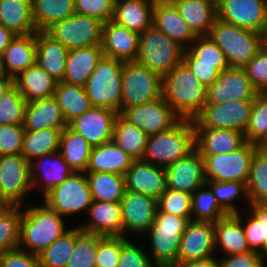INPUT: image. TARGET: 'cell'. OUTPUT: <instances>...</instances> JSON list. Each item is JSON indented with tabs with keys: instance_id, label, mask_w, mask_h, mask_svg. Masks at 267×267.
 I'll use <instances>...</instances> for the list:
<instances>
[{
	"instance_id": "6da1fadb",
	"label": "cell",
	"mask_w": 267,
	"mask_h": 267,
	"mask_svg": "<svg viewBox=\"0 0 267 267\" xmlns=\"http://www.w3.org/2000/svg\"><path fill=\"white\" fill-rule=\"evenodd\" d=\"M162 97L182 119L193 120L206 104L207 87L182 62L162 77Z\"/></svg>"
},
{
	"instance_id": "7a4b0ae2",
	"label": "cell",
	"mask_w": 267,
	"mask_h": 267,
	"mask_svg": "<svg viewBox=\"0 0 267 267\" xmlns=\"http://www.w3.org/2000/svg\"><path fill=\"white\" fill-rule=\"evenodd\" d=\"M64 224L63 217L45 202L43 206L28 207L21 219L18 248L25 246L24 251L39 255L69 230Z\"/></svg>"
},
{
	"instance_id": "3957f363",
	"label": "cell",
	"mask_w": 267,
	"mask_h": 267,
	"mask_svg": "<svg viewBox=\"0 0 267 267\" xmlns=\"http://www.w3.org/2000/svg\"><path fill=\"white\" fill-rule=\"evenodd\" d=\"M195 149L193 120L181 119L171 129L149 135L141 160L166 168Z\"/></svg>"
},
{
	"instance_id": "277c9868",
	"label": "cell",
	"mask_w": 267,
	"mask_h": 267,
	"mask_svg": "<svg viewBox=\"0 0 267 267\" xmlns=\"http://www.w3.org/2000/svg\"><path fill=\"white\" fill-rule=\"evenodd\" d=\"M208 36L225 54L229 67L243 68L263 47L264 34L219 18L215 19Z\"/></svg>"
},
{
	"instance_id": "5b68a950",
	"label": "cell",
	"mask_w": 267,
	"mask_h": 267,
	"mask_svg": "<svg viewBox=\"0 0 267 267\" xmlns=\"http://www.w3.org/2000/svg\"><path fill=\"white\" fill-rule=\"evenodd\" d=\"M123 64L107 56L100 59L84 86L92 107L112 109L121 114Z\"/></svg>"
},
{
	"instance_id": "8992f818",
	"label": "cell",
	"mask_w": 267,
	"mask_h": 267,
	"mask_svg": "<svg viewBox=\"0 0 267 267\" xmlns=\"http://www.w3.org/2000/svg\"><path fill=\"white\" fill-rule=\"evenodd\" d=\"M185 48L153 25L139 35L136 61L161 77L183 62Z\"/></svg>"
},
{
	"instance_id": "52a82bcc",
	"label": "cell",
	"mask_w": 267,
	"mask_h": 267,
	"mask_svg": "<svg viewBox=\"0 0 267 267\" xmlns=\"http://www.w3.org/2000/svg\"><path fill=\"white\" fill-rule=\"evenodd\" d=\"M191 218L157 212L147 230L151 241V262L155 267H171L177 262L182 234Z\"/></svg>"
},
{
	"instance_id": "ba28073f",
	"label": "cell",
	"mask_w": 267,
	"mask_h": 267,
	"mask_svg": "<svg viewBox=\"0 0 267 267\" xmlns=\"http://www.w3.org/2000/svg\"><path fill=\"white\" fill-rule=\"evenodd\" d=\"M162 97V77L137 61L122 67L121 113Z\"/></svg>"
},
{
	"instance_id": "9c48e42d",
	"label": "cell",
	"mask_w": 267,
	"mask_h": 267,
	"mask_svg": "<svg viewBox=\"0 0 267 267\" xmlns=\"http://www.w3.org/2000/svg\"><path fill=\"white\" fill-rule=\"evenodd\" d=\"M257 144L246 142L241 148L224 154L201 155L206 181H237L246 185L250 163Z\"/></svg>"
},
{
	"instance_id": "30bf717a",
	"label": "cell",
	"mask_w": 267,
	"mask_h": 267,
	"mask_svg": "<svg viewBox=\"0 0 267 267\" xmlns=\"http://www.w3.org/2000/svg\"><path fill=\"white\" fill-rule=\"evenodd\" d=\"M104 22L95 17L74 13L54 23L46 32L68 50L101 45Z\"/></svg>"
},
{
	"instance_id": "8fae6325",
	"label": "cell",
	"mask_w": 267,
	"mask_h": 267,
	"mask_svg": "<svg viewBox=\"0 0 267 267\" xmlns=\"http://www.w3.org/2000/svg\"><path fill=\"white\" fill-rule=\"evenodd\" d=\"M253 100H233L222 104H205L194 117V128L228 129L245 133Z\"/></svg>"
},
{
	"instance_id": "7c38bea8",
	"label": "cell",
	"mask_w": 267,
	"mask_h": 267,
	"mask_svg": "<svg viewBox=\"0 0 267 267\" xmlns=\"http://www.w3.org/2000/svg\"><path fill=\"white\" fill-rule=\"evenodd\" d=\"M31 188L30 162L22 154L0 156V197L4 202L22 206Z\"/></svg>"
},
{
	"instance_id": "4fadbf2b",
	"label": "cell",
	"mask_w": 267,
	"mask_h": 267,
	"mask_svg": "<svg viewBox=\"0 0 267 267\" xmlns=\"http://www.w3.org/2000/svg\"><path fill=\"white\" fill-rule=\"evenodd\" d=\"M44 202L60 216L88 210L93 199L85 173L74 172L45 197Z\"/></svg>"
},
{
	"instance_id": "5bb4252c",
	"label": "cell",
	"mask_w": 267,
	"mask_h": 267,
	"mask_svg": "<svg viewBox=\"0 0 267 267\" xmlns=\"http://www.w3.org/2000/svg\"><path fill=\"white\" fill-rule=\"evenodd\" d=\"M217 18L241 28L267 33V0H216Z\"/></svg>"
},
{
	"instance_id": "9a60e30c",
	"label": "cell",
	"mask_w": 267,
	"mask_h": 267,
	"mask_svg": "<svg viewBox=\"0 0 267 267\" xmlns=\"http://www.w3.org/2000/svg\"><path fill=\"white\" fill-rule=\"evenodd\" d=\"M121 115L148 136L167 131L182 119L163 97L143 105L126 108Z\"/></svg>"
},
{
	"instance_id": "2e32d148",
	"label": "cell",
	"mask_w": 267,
	"mask_h": 267,
	"mask_svg": "<svg viewBox=\"0 0 267 267\" xmlns=\"http://www.w3.org/2000/svg\"><path fill=\"white\" fill-rule=\"evenodd\" d=\"M258 94L243 68L230 67L221 71L218 78L207 87L206 104L254 100Z\"/></svg>"
},
{
	"instance_id": "e0dca14e",
	"label": "cell",
	"mask_w": 267,
	"mask_h": 267,
	"mask_svg": "<svg viewBox=\"0 0 267 267\" xmlns=\"http://www.w3.org/2000/svg\"><path fill=\"white\" fill-rule=\"evenodd\" d=\"M116 110L91 107L82 116L76 117L68 123V127L82 135L92 146H100L112 140Z\"/></svg>"
},
{
	"instance_id": "ac0fdd59",
	"label": "cell",
	"mask_w": 267,
	"mask_h": 267,
	"mask_svg": "<svg viewBox=\"0 0 267 267\" xmlns=\"http://www.w3.org/2000/svg\"><path fill=\"white\" fill-rule=\"evenodd\" d=\"M123 234H144L152 226L158 210L157 199L146 194L127 191L120 201ZM128 231V232H127Z\"/></svg>"
},
{
	"instance_id": "d6986e66",
	"label": "cell",
	"mask_w": 267,
	"mask_h": 267,
	"mask_svg": "<svg viewBox=\"0 0 267 267\" xmlns=\"http://www.w3.org/2000/svg\"><path fill=\"white\" fill-rule=\"evenodd\" d=\"M214 222L190 220L182 234L177 262L214 257Z\"/></svg>"
},
{
	"instance_id": "ffe728a7",
	"label": "cell",
	"mask_w": 267,
	"mask_h": 267,
	"mask_svg": "<svg viewBox=\"0 0 267 267\" xmlns=\"http://www.w3.org/2000/svg\"><path fill=\"white\" fill-rule=\"evenodd\" d=\"M166 187L175 191L189 194L206 184L204 175V160L201 154L194 149L186 157L165 168Z\"/></svg>"
},
{
	"instance_id": "44dd1931",
	"label": "cell",
	"mask_w": 267,
	"mask_h": 267,
	"mask_svg": "<svg viewBox=\"0 0 267 267\" xmlns=\"http://www.w3.org/2000/svg\"><path fill=\"white\" fill-rule=\"evenodd\" d=\"M126 190L158 199L166 190L165 168L141 159L134 160L126 172Z\"/></svg>"
},
{
	"instance_id": "7402d4cb",
	"label": "cell",
	"mask_w": 267,
	"mask_h": 267,
	"mask_svg": "<svg viewBox=\"0 0 267 267\" xmlns=\"http://www.w3.org/2000/svg\"><path fill=\"white\" fill-rule=\"evenodd\" d=\"M139 35L112 20L105 22L102 28L101 42L103 55L123 62L136 61Z\"/></svg>"
},
{
	"instance_id": "603a6c76",
	"label": "cell",
	"mask_w": 267,
	"mask_h": 267,
	"mask_svg": "<svg viewBox=\"0 0 267 267\" xmlns=\"http://www.w3.org/2000/svg\"><path fill=\"white\" fill-rule=\"evenodd\" d=\"M36 159L30 162L31 183L32 187L43 190V197L74 173L59 152L42 155Z\"/></svg>"
},
{
	"instance_id": "cb8c5ba5",
	"label": "cell",
	"mask_w": 267,
	"mask_h": 267,
	"mask_svg": "<svg viewBox=\"0 0 267 267\" xmlns=\"http://www.w3.org/2000/svg\"><path fill=\"white\" fill-rule=\"evenodd\" d=\"M92 218L78 226L82 231L104 237H122L123 220L120 202L93 201L88 208Z\"/></svg>"
},
{
	"instance_id": "d4e9b609",
	"label": "cell",
	"mask_w": 267,
	"mask_h": 267,
	"mask_svg": "<svg viewBox=\"0 0 267 267\" xmlns=\"http://www.w3.org/2000/svg\"><path fill=\"white\" fill-rule=\"evenodd\" d=\"M152 25L185 49L197 38L170 1L155 2Z\"/></svg>"
},
{
	"instance_id": "484cf974",
	"label": "cell",
	"mask_w": 267,
	"mask_h": 267,
	"mask_svg": "<svg viewBox=\"0 0 267 267\" xmlns=\"http://www.w3.org/2000/svg\"><path fill=\"white\" fill-rule=\"evenodd\" d=\"M36 33L16 35L0 56V70L15 78L36 63Z\"/></svg>"
},
{
	"instance_id": "4316f807",
	"label": "cell",
	"mask_w": 267,
	"mask_h": 267,
	"mask_svg": "<svg viewBox=\"0 0 267 267\" xmlns=\"http://www.w3.org/2000/svg\"><path fill=\"white\" fill-rule=\"evenodd\" d=\"M195 149L201 155H216L233 152L245 143L242 132L228 129L194 128Z\"/></svg>"
},
{
	"instance_id": "83f0119b",
	"label": "cell",
	"mask_w": 267,
	"mask_h": 267,
	"mask_svg": "<svg viewBox=\"0 0 267 267\" xmlns=\"http://www.w3.org/2000/svg\"><path fill=\"white\" fill-rule=\"evenodd\" d=\"M23 126L25 131L46 128H66L68 126L60 106L54 96L26 103Z\"/></svg>"
},
{
	"instance_id": "f1b7e54d",
	"label": "cell",
	"mask_w": 267,
	"mask_h": 267,
	"mask_svg": "<svg viewBox=\"0 0 267 267\" xmlns=\"http://www.w3.org/2000/svg\"><path fill=\"white\" fill-rule=\"evenodd\" d=\"M36 45V63L55 81L62 82L69 50L46 31L36 32Z\"/></svg>"
},
{
	"instance_id": "f546056e",
	"label": "cell",
	"mask_w": 267,
	"mask_h": 267,
	"mask_svg": "<svg viewBox=\"0 0 267 267\" xmlns=\"http://www.w3.org/2000/svg\"><path fill=\"white\" fill-rule=\"evenodd\" d=\"M196 36L209 34L217 18L216 0H171Z\"/></svg>"
},
{
	"instance_id": "4dcf8cb0",
	"label": "cell",
	"mask_w": 267,
	"mask_h": 267,
	"mask_svg": "<svg viewBox=\"0 0 267 267\" xmlns=\"http://www.w3.org/2000/svg\"><path fill=\"white\" fill-rule=\"evenodd\" d=\"M154 0H115L112 21L129 30L143 33L152 26Z\"/></svg>"
},
{
	"instance_id": "1f68e13d",
	"label": "cell",
	"mask_w": 267,
	"mask_h": 267,
	"mask_svg": "<svg viewBox=\"0 0 267 267\" xmlns=\"http://www.w3.org/2000/svg\"><path fill=\"white\" fill-rule=\"evenodd\" d=\"M103 56L101 45L69 50L63 82L85 86Z\"/></svg>"
},
{
	"instance_id": "d6a6232c",
	"label": "cell",
	"mask_w": 267,
	"mask_h": 267,
	"mask_svg": "<svg viewBox=\"0 0 267 267\" xmlns=\"http://www.w3.org/2000/svg\"><path fill=\"white\" fill-rule=\"evenodd\" d=\"M241 217L239 212L229 214L225 218L214 222L215 249H217V246H221L220 248L227 256L251 251L242 227L241 220L243 219Z\"/></svg>"
},
{
	"instance_id": "836d02e7",
	"label": "cell",
	"mask_w": 267,
	"mask_h": 267,
	"mask_svg": "<svg viewBox=\"0 0 267 267\" xmlns=\"http://www.w3.org/2000/svg\"><path fill=\"white\" fill-rule=\"evenodd\" d=\"M135 159L111 140L92 147L86 172H107L125 175Z\"/></svg>"
},
{
	"instance_id": "e575fe53",
	"label": "cell",
	"mask_w": 267,
	"mask_h": 267,
	"mask_svg": "<svg viewBox=\"0 0 267 267\" xmlns=\"http://www.w3.org/2000/svg\"><path fill=\"white\" fill-rule=\"evenodd\" d=\"M13 84L26 102H30L54 96L57 81L35 63L13 78Z\"/></svg>"
},
{
	"instance_id": "d590c367",
	"label": "cell",
	"mask_w": 267,
	"mask_h": 267,
	"mask_svg": "<svg viewBox=\"0 0 267 267\" xmlns=\"http://www.w3.org/2000/svg\"><path fill=\"white\" fill-rule=\"evenodd\" d=\"M0 25L15 35H29L37 32L31 0H0Z\"/></svg>"
},
{
	"instance_id": "8d00e7d4",
	"label": "cell",
	"mask_w": 267,
	"mask_h": 267,
	"mask_svg": "<svg viewBox=\"0 0 267 267\" xmlns=\"http://www.w3.org/2000/svg\"><path fill=\"white\" fill-rule=\"evenodd\" d=\"M93 201L120 202L126 192L125 176L107 172H85Z\"/></svg>"
},
{
	"instance_id": "74e56055",
	"label": "cell",
	"mask_w": 267,
	"mask_h": 267,
	"mask_svg": "<svg viewBox=\"0 0 267 267\" xmlns=\"http://www.w3.org/2000/svg\"><path fill=\"white\" fill-rule=\"evenodd\" d=\"M91 149L92 146L82 135L74 132L68 126L63 129L59 153L74 172H86Z\"/></svg>"
},
{
	"instance_id": "f35d334b",
	"label": "cell",
	"mask_w": 267,
	"mask_h": 267,
	"mask_svg": "<svg viewBox=\"0 0 267 267\" xmlns=\"http://www.w3.org/2000/svg\"><path fill=\"white\" fill-rule=\"evenodd\" d=\"M54 97L67 124L74 118L82 116L92 107L84 86L63 81L57 82Z\"/></svg>"
},
{
	"instance_id": "ab89813d",
	"label": "cell",
	"mask_w": 267,
	"mask_h": 267,
	"mask_svg": "<svg viewBox=\"0 0 267 267\" xmlns=\"http://www.w3.org/2000/svg\"><path fill=\"white\" fill-rule=\"evenodd\" d=\"M148 135L140 128L127 121L120 113L116 117L112 141L135 160L141 159Z\"/></svg>"
},
{
	"instance_id": "60d3db41",
	"label": "cell",
	"mask_w": 267,
	"mask_h": 267,
	"mask_svg": "<svg viewBox=\"0 0 267 267\" xmlns=\"http://www.w3.org/2000/svg\"><path fill=\"white\" fill-rule=\"evenodd\" d=\"M63 129L46 128L38 131H25L21 154L31 162L42 155L59 152Z\"/></svg>"
},
{
	"instance_id": "b9f144b4",
	"label": "cell",
	"mask_w": 267,
	"mask_h": 267,
	"mask_svg": "<svg viewBox=\"0 0 267 267\" xmlns=\"http://www.w3.org/2000/svg\"><path fill=\"white\" fill-rule=\"evenodd\" d=\"M74 13V0H32V15L37 31H46L54 23Z\"/></svg>"
},
{
	"instance_id": "7bdbcfd3",
	"label": "cell",
	"mask_w": 267,
	"mask_h": 267,
	"mask_svg": "<svg viewBox=\"0 0 267 267\" xmlns=\"http://www.w3.org/2000/svg\"><path fill=\"white\" fill-rule=\"evenodd\" d=\"M251 217L242 227L251 251L261 254L266 263L267 259V204H249ZM244 225V226H243Z\"/></svg>"
},
{
	"instance_id": "ee69618b",
	"label": "cell",
	"mask_w": 267,
	"mask_h": 267,
	"mask_svg": "<svg viewBox=\"0 0 267 267\" xmlns=\"http://www.w3.org/2000/svg\"><path fill=\"white\" fill-rule=\"evenodd\" d=\"M249 204H267V151L257 149L250 163L246 183Z\"/></svg>"
},
{
	"instance_id": "f6af8a7d",
	"label": "cell",
	"mask_w": 267,
	"mask_h": 267,
	"mask_svg": "<svg viewBox=\"0 0 267 267\" xmlns=\"http://www.w3.org/2000/svg\"><path fill=\"white\" fill-rule=\"evenodd\" d=\"M204 190H203V189ZM206 184L191 195V220L216 222L229 214L219 205L212 190Z\"/></svg>"
},
{
	"instance_id": "bcb514c9",
	"label": "cell",
	"mask_w": 267,
	"mask_h": 267,
	"mask_svg": "<svg viewBox=\"0 0 267 267\" xmlns=\"http://www.w3.org/2000/svg\"><path fill=\"white\" fill-rule=\"evenodd\" d=\"M104 238L101 235L84 232L77 226L74 250L66 267H96L98 244Z\"/></svg>"
},
{
	"instance_id": "7dc6e473",
	"label": "cell",
	"mask_w": 267,
	"mask_h": 267,
	"mask_svg": "<svg viewBox=\"0 0 267 267\" xmlns=\"http://www.w3.org/2000/svg\"><path fill=\"white\" fill-rule=\"evenodd\" d=\"M190 46L184 51L183 62L217 63L220 72L230 68L225 54L208 35L197 36Z\"/></svg>"
},
{
	"instance_id": "c3c4849f",
	"label": "cell",
	"mask_w": 267,
	"mask_h": 267,
	"mask_svg": "<svg viewBox=\"0 0 267 267\" xmlns=\"http://www.w3.org/2000/svg\"><path fill=\"white\" fill-rule=\"evenodd\" d=\"M75 240L76 227L70 228L38 255L41 267H66Z\"/></svg>"
},
{
	"instance_id": "681fc988",
	"label": "cell",
	"mask_w": 267,
	"mask_h": 267,
	"mask_svg": "<svg viewBox=\"0 0 267 267\" xmlns=\"http://www.w3.org/2000/svg\"><path fill=\"white\" fill-rule=\"evenodd\" d=\"M23 214L21 206L8 205L0 211V255L18 248Z\"/></svg>"
},
{
	"instance_id": "f907efd6",
	"label": "cell",
	"mask_w": 267,
	"mask_h": 267,
	"mask_svg": "<svg viewBox=\"0 0 267 267\" xmlns=\"http://www.w3.org/2000/svg\"><path fill=\"white\" fill-rule=\"evenodd\" d=\"M244 135L246 142L257 145L267 136V93H259L253 100Z\"/></svg>"
},
{
	"instance_id": "816d5d0a",
	"label": "cell",
	"mask_w": 267,
	"mask_h": 267,
	"mask_svg": "<svg viewBox=\"0 0 267 267\" xmlns=\"http://www.w3.org/2000/svg\"><path fill=\"white\" fill-rule=\"evenodd\" d=\"M26 100L13 84L0 97V124H23Z\"/></svg>"
},
{
	"instance_id": "f5cc1de1",
	"label": "cell",
	"mask_w": 267,
	"mask_h": 267,
	"mask_svg": "<svg viewBox=\"0 0 267 267\" xmlns=\"http://www.w3.org/2000/svg\"><path fill=\"white\" fill-rule=\"evenodd\" d=\"M206 185L213 191L219 205L228 213H239V209L232 203L239 195L243 194L247 198L246 185L237 181H206ZM242 192V193H241ZM241 193V194H240Z\"/></svg>"
},
{
	"instance_id": "db71d44e",
	"label": "cell",
	"mask_w": 267,
	"mask_h": 267,
	"mask_svg": "<svg viewBox=\"0 0 267 267\" xmlns=\"http://www.w3.org/2000/svg\"><path fill=\"white\" fill-rule=\"evenodd\" d=\"M157 212H165L191 218V194L166 188L165 192L157 199Z\"/></svg>"
},
{
	"instance_id": "11a10c76",
	"label": "cell",
	"mask_w": 267,
	"mask_h": 267,
	"mask_svg": "<svg viewBox=\"0 0 267 267\" xmlns=\"http://www.w3.org/2000/svg\"><path fill=\"white\" fill-rule=\"evenodd\" d=\"M24 135L23 124H0V156L21 154Z\"/></svg>"
},
{
	"instance_id": "9f6ffc18",
	"label": "cell",
	"mask_w": 267,
	"mask_h": 267,
	"mask_svg": "<svg viewBox=\"0 0 267 267\" xmlns=\"http://www.w3.org/2000/svg\"><path fill=\"white\" fill-rule=\"evenodd\" d=\"M115 0H74L76 14L95 17L104 23L112 20Z\"/></svg>"
},
{
	"instance_id": "6f0895ef",
	"label": "cell",
	"mask_w": 267,
	"mask_h": 267,
	"mask_svg": "<svg viewBox=\"0 0 267 267\" xmlns=\"http://www.w3.org/2000/svg\"><path fill=\"white\" fill-rule=\"evenodd\" d=\"M254 88L267 93V51L264 47L243 67Z\"/></svg>"
},
{
	"instance_id": "680465c9",
	"label": "cell",
	"mask_w": 267,
	"mask_h": 267,
	"mask_svg": "<svg viewBox=\"0 0 267 267\" xmlns=\"http://www.w3.org/2000/svg\"><path fill=\"white\" fill-rule=\"evenodd\" d=\"M118 267H155L151 262L150 256L134 245L132 242L121 237V254Z\"/></svg>"
},
{
	"instance_id": "91938a15",
	"label": "cell",
	"mask_w": 267,
	"mask_h": 267,
	"mask_svg": "<svg viewBox=\"0 0 267 267\" xmlns=\"http://www.w3.org/2000/svg\"><path fill=\"white\" fill-rule=\"evenodd\" d=\"M121 254V237H105L98 244L96 267H118Z\"/></svg>"
},
{
	"instance_id": "94428289",
	"label": "cell",
	"mask_w": 267,
	"mask_h": 267,
	"mask_svg": "<svg viewBox=\"0 0 267 267\" xmlns=\"http://www.w3.org/2000/svg\"><path fill=\"white\" fill-rule=\"evenodd\" d=\"M1 267H41L38 255L16 248L0 255Z\"/></svg>"
},
{
	"instance_id": "6125c7cd",
	"label": "cell",
	"mask_w": 267,
	"mask_h": 267,
	"mask_svg": "<svg viewBox=\"0 0 267 267\" xmlns=\"http://www.w3.org/2000/svg\"><path fill=\"white\" fill-rule=\"evenodd\" d=\"M218 262L219 267H266L261 254L255 251L225 256L218 260Z\"/></svg>"
},
{
	"instance_id": "be15d7a7",
	"label": "cell",
	"mask_w": 267,
	"mask_h": 267,
	"mask_svg": "<svg viewBox=\"0 0 267 267\" xmlns=\"http://www.w3.org/2000/svg\"><path fill=\"white\" fill-rule=\"evenodd\" d=\"M195 77L206 87H209L220 75L217 63L184 62Z\"/></svg>"
},
{
	"instance_id": "e7e4bbea",
	"label": "cell",
	"mask_w": 267,
	"mask_h": 267,
	"mask_svg": "<svg viewBox=\"0 0 267 267\" xmlns=\"http://www.w3.org/2000/svg\"><path fill=\"white\" fill-rule=\"evenodd\" d=\"M215 256L211 258L201 259V260H192V261H183L176 262L171 267H219V260Z\"/></svg>"
},
{
	"instance_id": "03108f58",
	"label": "cell",
	"mask_w": 267,
	"mask_h": 267,
	"mask_svg": "<svg viewBox=\"0 0 267 267\" xmlns=\"http://www.w3.org/2000/svg\"><path fill=\"white\" fill-rule=\"evenodd\" d=\"M15 36L16 35L12 31L8 30L3 25H0V56Z\"/></svg>"
},
{
	"instance_id": "003e7915",
	"label": "cell",
	"mask_w": 267,
	"mask_h": 267,
	"mask_svg": "<svg viewBox=\"0 0 267 267\" xmlns=\"http://www.w3.org/2000/svg\"><path fill=\"white\" fill-rule=\"evenodd\" d=\"M13 85V78L0 70V97Z\"/></svg>"
},
{
	"instance_id": "a7ac6f4b",
	"label": "cell",
	"mask_w": 267,
	"mask_h": 267,
	"mask_svg": "<svg viewBox=\"0 0 267 267\" xmlns=\"http://www.w3.org/2000/svg\"><path fill=\"white\" fill-rule=\"evenodd\" d=\"M257 146L259 149L267 151V136Z\"/></svg>"
},
{
	"instance_id": "89a4df30",
	"label": "cell",
	"mask_w": 267,
	"mask_h": 267,
	"mask_svg": "<svg viewBox=\"0 0 267 267\" xmlns=\"http://www.w3.org/2000/svg\"><path fill=\"white\" fill-rule=\"evenodd\" d=\"M8 205L4 202V200L0 197V211L4 210Z\"/></svg>"
},
{
	"instance_id": "2644e50d",
	"label": "cell",
	"mask_w": 267,
	"mask_h": 267,
	"mask_svg": "<svg viewBox=\"0 0 267 267\" xmlns=\"http://www.w3.org/2000/svg\"><path fill=\"white\" fill-rule=\"evenodd\" d=\"M263 47L267 51V33L264 34V37H263Z\"/></svg>"
},
{
	"instance_id": "8c879c8a",
	"label": "cell",
	"mask_w": 267,
	"mask_h": 267,
	"mask_svg": "<svg viewBox=\"0 0 267 267\" xmlns=\"http://www.w3.org/2000/svg\"><path fill=\"white\" fill-rule=\"evenodd\" d=\"M155 2H165V1H171V0H154Z\"/></svg>"
}]
</instances>
